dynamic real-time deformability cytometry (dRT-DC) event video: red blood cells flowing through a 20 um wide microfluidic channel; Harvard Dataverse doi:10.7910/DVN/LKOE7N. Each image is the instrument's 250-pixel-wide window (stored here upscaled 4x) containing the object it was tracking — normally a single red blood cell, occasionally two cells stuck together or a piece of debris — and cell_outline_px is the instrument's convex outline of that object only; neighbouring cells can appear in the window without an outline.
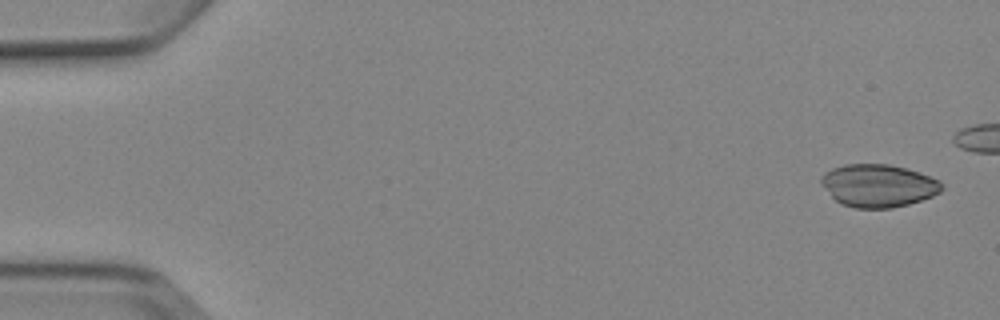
{"species": "Egyptian fruit bat (a non-hibernating species)", "species_latin": "Rousettus aegyptiacus", "temperature_condition": "cold", "stored_images_in_passage": 5, "camera_frame_rate_fps": 3000, "um_per_image_px": 0.085, "animal": {"sex": "female"}, "frame": {"image": 1, "passage_image": 1, "time_ms": 0.0, "image_size_px": [1000, 320], "cell_outline_px": [[944, 188], [940, 192], [932, 196], [908, 204], [892, 208], [856, 208], [840, 204], [820, 184], [820, 176], [824, 172], [832, 168], [844, 164], [888, 164], [908, 168], [920, 172], [940, 180], [944, 184]], "centroid_in_image_um": [74.66, 15.77], "position_along_channel_um": 10.3, "area_um2": 30.35}}